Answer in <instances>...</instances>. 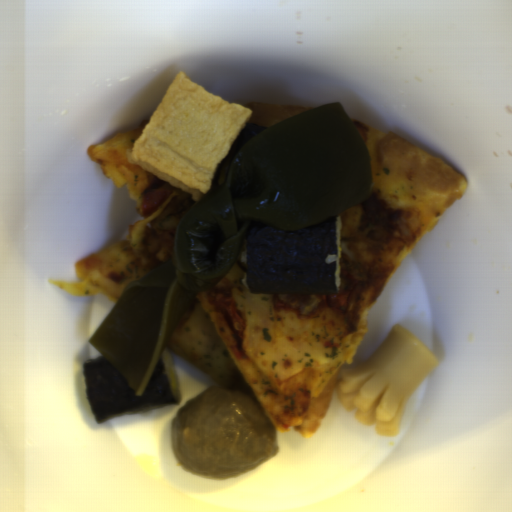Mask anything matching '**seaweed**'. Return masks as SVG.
<instances>
[{
  "instance_id": "seaweed-2",
  "label": "seaweed",
  "mask_w": 512,
  "mask_h": 512,
  "mask_svg": "<svg viewBox=\"0 0 512 512\" xmlns=\"http://www.w3.org/2000/svg\"><path fill=\"white\" fill-rule=\"evenodd\" d=\"M82 376L87 401L99 424L136 410L178 405L162 355L140 397L104 355L83 363Z\"/></svg>"
},
{
  "instance_id": "seaweed-1",
  "label": "seaweed",
  "mask_w": 512,
  "mask_h": 512,
  "mask_svg": "<svg viewBox=\"0 0 512 512\" xmlns=\"http://www.w3.org/2000/svg\"><path fill=\"white\" fill-rule=\"evenodd\" d=\"M337 215L299 230L255 223L246 234L250 294H337Z\"/></svg>"
}]
</instances>
